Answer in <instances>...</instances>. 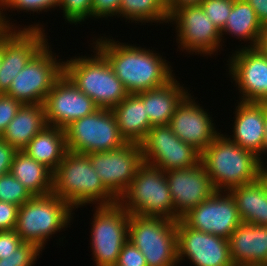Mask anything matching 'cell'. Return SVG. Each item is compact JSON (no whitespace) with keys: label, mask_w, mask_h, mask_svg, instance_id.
I'll list each match as a JSON object with an SVG mask.
<instances>
[{"label":"cell","mask_w":267,"mask_h":266,"mask_svg":"<svg viewBox=\"0 0 267 266\" xmlns=\"http://www.w3.org/2000/svg\"><path fill=\"white\" fill-rule=\"evenodd\" d=\"M91 44L108 60L129 94L164 86L176 77L170 62L154 50L107 36H100Z\"/></svg>","instance_id":"6da1fadb"},{"label":"cell","mask_w":267,"mask_h":266,"mask_svg":"<svg viewBox=\"0 0 267 266\" xmlns=\"http://www.w3.org/2000/svg\"><path fill=\"white\" fill-rule=\"evenodd\" d=\"M57 197L73 209L89 204L112 205L118 199L103 185L85 154L67 152L53 172V189Z\"/></svg>","instance_id":"7a4b0ae2"},{"label":"cell","mask_w":267,"mask_h":266,"mask_svg":"<svg viewBox=\"0 0 267 266\" xmlns=\"http://www.w3.org/2000/svg\"><path fill=\"white\" fill-rule=\"evenodd\" d=\"M201 164L216 191L255 182L260 178L261 164L257 155L219 134L201 153Z\"/></svg>","instance_id":"3957f363"},{"label":"cell","mask_w":267,"mask_h":266,"mask_svg":"<svg viewBox=\"0 0 267 266\" xmlns=\"http://www.w3.org/2000/svg\"><path fill=\"white\" fill-rule=\"evenodd\" d=\"M92 48L91 57L75 56L64 61V74L99 108L112 109L129 93L108 60L94 46Z\"/></svg>","instance_id":"277c9868"},{"label":"cell","mask_w":267,"mask_h":266,"mask_svg":"<svg viewBox=\"0 0 267 266\" xmlns=\"http://www.w3.org/2000/svg\"><path fill=\"white\" fill-rule=\"evenodd\" d=\"M73 208L54 193L33 196L19 206L15 231L21 240L45 249L48 239L73 221ZM73 212V213H72Z\"/></svg>","instance_id":"5b68a950"},{"label":"cell","mask_w":267,"mask_h":266,"mask_svg":"<svg viewBox=\"0 0 267 266\" xmlns=\"http://www.w3.org/2000/svg\"><path fill=\"white\" fill-rule=\"evenodd\" d=\"M130 214L174 221V206L165 172L143 163L117 201Z\"/></svg>","instance_id":"8992f818"},{"label":"cell","mask_w":267,"mask_h":266,"mask_svg":"<svg viewBox=\"0 0 267 266\" xmlns=\"http://www.w3.org/2000/svg\"><path fill=\"white\" fill-rule=\"evenodd\" d=\"M177 221L130 214L128 240L143 254L147 266H178Z\"/></svg>","instance_id":"52a82bcc"},{"label":"cell","mask_w":267,"mask_h":266,"mask_svg":"<svg viewBox=\"0 0 267 266\" xmlns=\"http://www.w3.org/2000/svg\"><path fill=\"white\" fill-rule=\"evenodd\" d=\"M69 152L89 154L107 152L128 143L121 135L111 109L99 108L65 128Z\"/></svg>","instance_id":"ba28073f"},{"label":"cell","mask_w":267,"mask_h":266,"mask_svg":"<svg viewBox=\"0 0 267 266\" xmlns=\"http://www.w3.org/2000/svg\"><path fill=\"white\" fill-rule=\"evenodd\" d=\"M46 43L13 79L5 93L22 104H43L54 83L64 73V61ZM50 47V49H49ZM59 59V60H57Z\"/></svg>","instance_id":"9c48e42d"},{"label":"cell","mask_w":267,"mask_h":266,"mask_svg":"<svg viewBox=\"0 0 267 266\" xmlns=\"http://www.w3.org/2000/svg\"><path fill=\"white\" fill-rule=\"evenodd\" d=\"M91 223V243L95 266L117 263L123 245L128 241L130 213L118 202L112 205H95Z\"/></svg>","instance_id":"30bf717a"},{"label":"cell","mask_w":267,"mask_h":266,"mask_svg":"<svg viewBox=\"0 0 267 266\" xmlns=\"http://www.w3.org/2000/svg\"><path fill=\"white\" fill-rule=\"evenodd\" d=\"M175 25L178 48L188 54L212 57L222 50L221 32L209 20L200 4L186 5L175 9L168 18ZM181 47V48H180Z\"/></svg>","instance_id":"8fae6325"},{"label":"cell","mask_w":267,"mask_h":266,"mask_svg":"<svg viewBox=\"0 0 267 266\" xmlns=\"http://www.w3.org/2000/svg\"><path fill=\"white\" fill-rule=\"evenodd\" d=\"M143 162L167 172L193 167L201 153L175 135L169 124L153 126L139 143Z\"/></svg>","instance_id":"7c38bea8"},{"label":"cell","mask_w":267,"mask_h":266,"mask_svg":"<svg viewBox=\"0 0 267 266\" xmlns=\"http://www.w3.org/2000/svg\"><path fill=\"white\" fill-rule=\"evenodd\" d=\"M44 26L31 24L19 30H3V58L0 67V94L6 93L13 79L48 42Z\"/></svg>","instance_id":"4fadbf2b"},{"label":"cell","mask_w":267,"mask_h":266,"mask_svg":"<svg viewBox=\"0 0 267 266\" xmlns=\"http://www.w3.org/2000/svg\"><path fill=\"white\" fill-rule=\"evenodd\" d=\"M103 185L117 198L126 191L144 163L139 143L128 142L121 148L86 154Z\"/></svg>","instance_id":"5bb4252c"},{"label":"cell","mask_w":267,"mask_h":266,"mask_svg":"<svg viewBox=\"0 0 267 266\" xmlns=\"http://www.w3.org/2000/svg\"><path fill=\"white\" fill-rule=\"evenodd\" d=\"M180 220L189 228L227 240L242 223L236 202L228 191H216L198 206L189 209Z\"/></svg>","instance_id":"9a60e30c"},{"label":"cell","mask_w":267,"mask_h":266,"mask_svg":"<svg viewBox=\"0 0 267 266\" xmlns=\"http://www.w3.org/2000/svg\"><path fill=\"white\" fill-rule=\"evenodd\" d=\"M228 59L230 78L235 81L239 101L267 103V56L259 48H237Z\"/></svg>","instance_id":"2e32d148"},{"label":"cell","mask_w":267,"mask_h":266,"mask_svg":"<svg viewBox=\"0 0 267 266\" xmlns=\"http://www.w3.org/2000/svg\"><path fill=\"white\" fill-rule=\"evenodd\" d=\"M43 106L46 124L61 129L99 109L64 73L54 83Z\"/></svg>","instance_id":"e0dca14e"},{"label":"cell","mask_w":267,"mask_h":266,"mask_svg":"<svg viewBox=\"0 0 267 266\" xmlns=\"http://www.w3.org/2000/svg\"><path fill=\"white\" fill-rule=\"evenodd\" d=\"M176 232L179 264L186 257L194 266H234L227 239L189 228L180 219Z\"/></svg>","instance_id":"ac0fdd59"},{"label":"cell","mask_w":267,"mask_h":266,"mask_svg":"<svg viewBox=\"0 0 267 266\" xmlns=\"http://www.w3.org/2000/svg\"><path fill=\"white\" fill-rule=\"evenodd\" d=\"M165 176L173 200L174 221L216 192L201 161L193 167L167 171Z\"/></svg>","instance_id":"d6986e66"},{"label":"cell","mask_w":267,"mask_h":266,"mask_svg":"<svg viewBox=\"0 0 267 266\" xmlns=\"http://www.w3.org/2000/svg\"><path fill=\"white\" fill-rule=\"evenodd\" d=\"M195 99L189 93L177 106L169 125L180 140L202 153L221 131H217L210 114Z\"/></svg>","instance_id":"ffe728a7"},{"label":"cell","mask_w":267,"mask_h":266,"mask_svg":"<svg viewBox=\"0 0 267 266\" xmlns=\"http://www.w3.org/2000/svg\"><path fill=\"white\" fill-rule=\"evenodd\" d=\"M235 104L233 134L225 136L258 155L264 143L265 103L238 101Z\"/></svg>","instance_id":"44dd1931"},{"label":"cell","mask_w":267,"mask_h":266,"mask_svg":"<svg viewBox=\"0 0 267 266\" xmlns=\"http://www.w3.org/2000/svg\"><path fill=\"white\" fill-rule=\"evenodd\" d=\"M228 241L234 266L267 263V226L242 222Z\"/></svg>","instance_id":"7402d4cb"},{"label":"cell","mask_w":267,"mask_h":266,"mask_svg":"<svg viewBox=\"0 0 267 266\" xmlns=\"http://www.w3.org/2000/svg\"><path fill=\"white\" fill-rule=\"evenodd\" d=\"M183 86L174 77L164 86L136 93L144 101L152 126L170 123L177 106L189 94Z\"/></svg>","instance_id":"603a6c76"},{"label":"cell","mask_w":267,"mask_h":266,"mask_svg":"<svg viewBox=\"0 0 267 266\" xmlns=\"http://www.w3.org/2000/svg\"><path fill=\"white\" fill-rule=\"evenodd\" d=\"M45 126L43 104H23L0 138L17 151H22Z\"/></svg>","instance_id":"cb8c5ba5"},{"label":"cell","mask_w":267,"mask_h":266,"mask_svg":"<svg viewBox=\"0 0 267 266\" xmlns=\"http://www.w3.org/2000/svg\"><path fill=\"white\" fill-rule=\"evenodd\" d=\"M228 192L236 202L242 222L267 226V184L261 178L233 187Z\"/></svg>","instance_id":"d4e9b609"},{"label":"cell","mask_w":267,"mask_h":266,"mask_svg":"<svg viewBox=\"0 0 267 266\" xmlns=\"http://www.w3.org/2000/svg\"><path fill=\"white\" fill-rule=\"evenodd\" d=\"M111 110L115 115L119 131L127 142L140 143L153 127L148 119L144 101L137 94H128Z\"/></svg>","instance_id":"484cf974"},{"label":"cell","mask_w":267,"mask_h":266,"mask_svg":"<svg viewBox=\"0 0 267 266\" xmlns=\"http://www.w3.org/2000/svg\"><path fill=\"white\" fill-rule=\"evenodd\" d=\"M22 151L54 172L68 152L65 129L45 126Z\"/></svg>","instance_id":"4316f807"},{"label":"cell","mask_w":267,"mask_h":266,"mask_svg":"<svg viewBox=\"0 0 267 266\" xmlns=\"http://www.w3.org/2000/svg\"><path fill=\"white\" fill-rule=\"evenodd\" d=\"M263 28L256 12L247 1L234 0L232 10L221 31L222 42L224 43L225 35L229 34V36L232 35L231 37L240 39V41H250L247 42L250 45H245V48L259 47Z\"/></svg>","instance_id":"83f0119b"},{"label":"cell","mask_w":267,"mask_h":266,"mask_svg":"<svg viewBox=\"0 0 267 266\" xmlns=\"http://www.w3.org/2000/svg\"><path fill=\"white\" fill-rule=\"evenodd\" d=\"M10 173L20 181L33 196L52 193L53 172L41 163L17 151L11 164Z\"/></svg>","instance_id":"f1b7e54d"},{"label":"cell","mask_w":267,"mask_h":266,"mask_svg":"<svg viewBox=\"0 0 267 266\" xmlns=\"http://www.w3.org/2000/svg\"><path fill=\"white\" fill-rule=\"evenodd\" d=\"M130 20L131 23H168L169 15L163 0H122L119 17Z\"/></svg>","instance_id":"f546056e"},{"label":"cell","mask_w":267,"mask_h":266,"mask_svg":"<svg viewBox=\"0 0 267 266\" xmlns=\"http://www.w3.org/2000/svg\"><path fill=\"white\" fill-rule=\"evenodd\" d=\"M60 0H0V29L2 30H19L20 27L15 26L14 23H10V18H6L5 12L23 11L33 12V14L40 12H48L50 8L55 9L58 7ZM10 8V9H9ZM9 9V10H8ZM14 24V25H12Z\"/></svg>","instance_id":"4dcf8cb0"},{"label":"cell","mask_w":267,"mask_h":266,"mask_svg":"<svg viewBox=\"0 0 267 266\" xmlns=\"http://www.w3.org/2000/svg\"><path fill=\"white\" fill-rule=\"evenodd\" d=\"M33 195L11 173L0 176V201L21 206Z\"/></svg>","instance_id":"1f68e13d"},{"label":"cell","mask_w":267,"mask_h":266,"mask_svg":"<svg viewBox=\"0 0 267 266\" xmlns=\"http://www.w3.org/2000/svg\"><path fill=\"white\" fill-rule=\"evenodd\" d=\"M93 0H60L58 7L63 10L65 21L70 24H81L91 18Z\"/></svg>","instance_id":"d6a6232c"},{"label":"cell","mask_w":267,"mask_h":266,"mask_svg":"<svg viewBox=\"0 0 267 266\" xmlns=\"http://www.w3.org/2000/svg\"><path fill=\"white\" fill-rule=\"evenodd\" d=\"M41 252L34 244L23 242L14 253L0 259V266H33Z\"/></svg>","instance_id":"836d02e7"},{"label":"cell","mask_w":267,"mask_h":266,"mask_svg":"<svg viewBox=\"0 0 267 266\" xmlns=\"http://www.w3.org/2000/svg\"><path fill=\"white\" fill-rule=\"evenodd\" d=\"M234 0H202L200 5L209 20L221 32L232 10Z\"/></svg>","instance_id":"e575fe53"},{"label":"cell","mask_w":267,"mask_h":266,"mask_svg":"<svg viewBox=\"0 0 267 266\" xmlns=\"http://www.w3.org/2000/svg\"><path fill=\"white\" fill-rule=\"evenodd\" d=\"M22 105L20 101L15 100L7 94H0V136Z\"/></svg>","instance_id":"d590c367"},{"label":"cell","mask_w":267,"mask_h":266,"mask_svg":"<svg viewBox=\"0 0 267 266\" xmlns=\"http://www.w3.org/2000/svg\"><path fill=\"white\" fill-rule=\"evenodd\" d=\"M116 264L118 266H147L142 252L129 240L123 245Z\"/></svg>","instance_id":"8d00e7d4"},{"label":"cell","mask_w":267,"mask_h":266,"mask_svg":"<svg viewBox=\"0 0 267 266\" xmlns=\"http://www.w3.org/2000/svg\"><path fill=\"white\" fill-rule=\"evenodd\" d=\"M122 0H93L91 7V19H100L117 16ZM94 17V18H92Z\"/></svg>","instance_id":"74e56055"},{"label":"cell","mask_w":267,"mask_h":266,"mask_svg":"<svg viewBox=\"0 0 267 266\" xmlns=\"http://www.w3.org/2000/svg\"><path fill=\"white\" fill-rule=\"evenodd\" d=\"M19 206L0 201V231L14 230Z\"/></svg>","instance_id":"f35d334b"},{"label":"cell","mask_w":267,"mask_h":266,"mask_svg":"<svg viewBox=\"0 0 267 266\" xmlns=\"http://www.w3.org/2000/svg\"><path fill=\"white\" fill-rule=\"evenodd\" d=\"M23 243L15 230L0 231V259L15 252Z\"/></svg>","instance_id":"ab89813d"},{"label":"cell","mask_w":267,"mask_h":266,"mask_svg":"<svg viewBox=\"0 0 267 266\" xmlns=\"http://www.w3.org/2000/svg\"><path fill=\"white\" fill-rule=\"evenodd\" d=\"M17 150L0 138V176L10 173Z\"/></svg>","instance_id":"60d3db41"},{"label":"cell","mask_w":267,"mask_h":266,"mask_svg":"<svg viewBox=\"0 0 267 266\" xmlns=\"http://www.w3.org/2000/svg\"><path fill=\"white\" fill-rule=\"evenodd\" d=\"M256 12L257 18L261 25H267V0H245Z\"/></svg>","instance_id":"b9f144b4"},{"label":"cell","mask_w":267,"mask_h":266,"mask_svg":"<svg viewBox=\"0 0 267 266\" xmlns=\"http://www.w3.org/2000/svg\"><path fill=\"white\" fill-rule=\"evenodd\" d=\"M202 0H169L166 3V10L168 15H170L175 9L186 6V5H197L200 4Z\"/></svg>","instance_id":"7bdbcfd3"},{"label":"cell","mask_w":267,"mask_h":266,"mask_svg":"<svg viewBox=\"0 0 267 266\" xmlns=\"http://www.w3.org/2000/svg\"><path fill=\"white\" fill-rule=\"evenodd\" d=\"M264 130H265V134H264V143L262 146V150L261 152L257 155L258 157V161L260 162V164L263 163V154H267V103H265V121H264ZM261 156V157H260Z\"/></svg>","instance_id":"ee69618b"},{"label":"cell","mask_w":267,"mask_h":266,"mask_svg":"<svg viewBox=\"0 0 267 266\" xmlns=\"http://www.w3.org/2000/svg\"><path fill=\"white\" fill-rule=\"evenodd\" d=\"M259 48L266 54L267 56V25L264 26L261 41L259 44Z\"/></svg>","instance_id":"f6af8a7d"},{"label":"cell","mask_w":267,"mask_h":266,"mask_svg":"<svg viewBox=\"0 0 267 266\" xmlns=\"http://www.w3.org/2000/svg\"><path fill=\"white\" fill-rule=\"evenodd\" d=\"M265 164H267V161H266V163L263 162L261 164L260 178L267 184V165H265Z\"/></svg>","instance_id":"bcb514c9"},{"label":"cell","mask_w":267,"mask_h":266,"mask_svg":"<svg viewBox=\"0 0 267 266\" xmlns=\"http://www.w3.org/2000/svg\"><path fill=\"white\" fill-rule=\"evenodd\" d=\"M2 58H3V30L0 29V67L2 64Z\"/></svg>","instance_id":"7dc6e473"},{"label":"cell","mask_w":267,"mask_h":266,"mask_svg":"<svg viewBox=\"0 0 267 266\" xmlns=\"http://www.w3.org/2000/svg\"><path fill=\"white\" fill-rule=\"evenodd\" d=\"M244 266H267V263H250Z\"/></svg>","instance_id":"c3c4849f"}]
</instances>
